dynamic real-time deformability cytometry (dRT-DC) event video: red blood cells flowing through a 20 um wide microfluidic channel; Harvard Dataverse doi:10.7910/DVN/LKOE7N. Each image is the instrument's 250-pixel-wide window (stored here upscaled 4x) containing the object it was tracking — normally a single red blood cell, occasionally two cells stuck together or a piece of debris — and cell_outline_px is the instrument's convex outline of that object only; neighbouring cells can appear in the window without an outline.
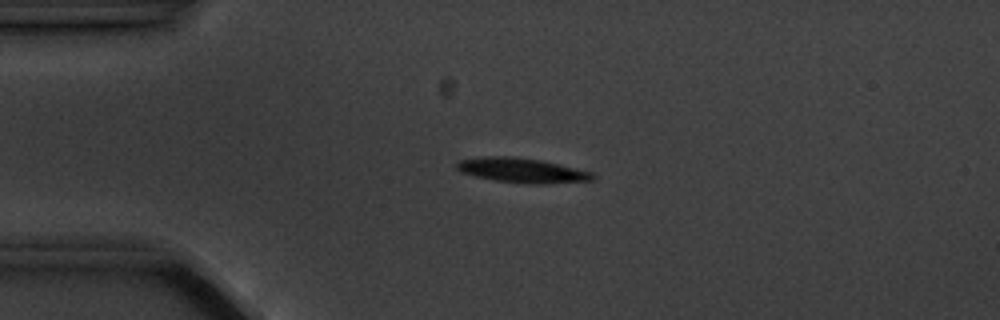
{"species": "common noctule bat (a hibernating species)", "species_latin": "Nyctalus noctula", "temperature_condition": "cold", "stored_images_in_passage": 5, "camera_frame_rate_fps": 3000, "um_per_image_px": 0.085, "animal": {"sex": "male", "body_mass_g": 20.1, "forearm_length_mm": 53.5}, "frame": {"image": 1, "passage_image": 3, "time_ms": 2.333, "image_size_px": [1000, 320], "cell_outline_px": [[596, 176], [592, 180], [548, 184], [528, 184], [496, 180], [476, 176], [460, 172], [456, 168], [456, 164], [460, 160], [488, 156], [512, 156], [540, 160], [592, 172]], "centroid_in_image_um": [44.37, 14.48], "position_along_channel_um": 40.6, "area_um2": 19.36}}